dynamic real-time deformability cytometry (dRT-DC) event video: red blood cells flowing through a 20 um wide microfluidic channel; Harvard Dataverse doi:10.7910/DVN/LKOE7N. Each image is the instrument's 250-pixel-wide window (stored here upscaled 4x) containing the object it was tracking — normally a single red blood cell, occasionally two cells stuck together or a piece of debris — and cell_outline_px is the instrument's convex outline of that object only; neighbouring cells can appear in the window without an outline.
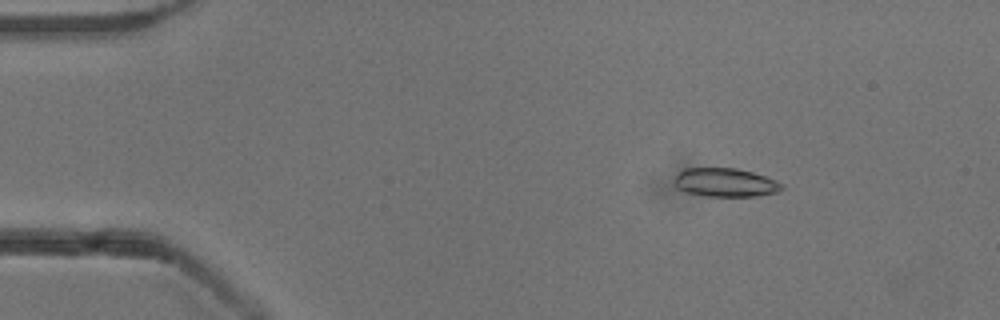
{"species": "common noctule bat (a hibernating species)", "species_latin": "Nyctalus noctula", "temperature_condition": "cold", "stored_images_in_passage": 53, "camera_frame_rate_fps": 3000, "um_per_image_px": 0.085, "animal": {"sex": "male", "body_mass_g": 13.3}, "frame": {"image": 1, "passage_image": 8, "time_ms": 2.333, "image_size_px": [1000, 320], "cell_outline_px": [[784, 188], [776, 192], [756, 196], [708, 196], [688, 192], [676, 188], [672, 184], [672, 180], [684, 168], [736, 168], [752, 172], [776, 180], [784, 184]], "centroid_in_image_um": [61.63, 15.51], "position_along_channel_um": 23.4, "area_um2": 17.98}}
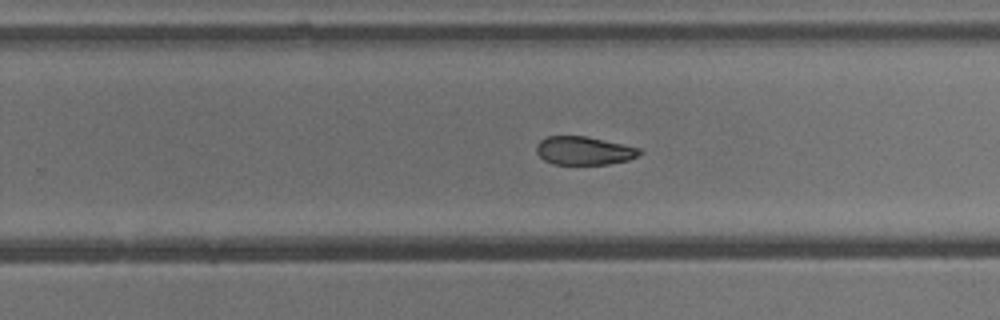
{"frame": {"image": 2, "passage_image": 34, "time_ms": 11.0, "image_size_px": [1000, 320], "cell_outline_px": [[644, 152], [640, 156], [628, 160], [608, 164], [552, 164], [544, 160], [536, 152], [536, 144], [540, 140], [548, 136], [588, 136], [640, 148]], "centroid_in_image_um": [49.66, 12.8], "position_along_channel_um": 280.1, "area_um2": 17.22}}
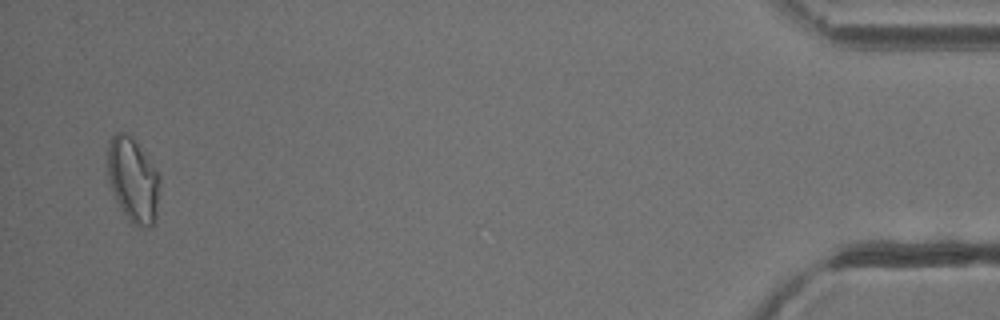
{"frame": {"image": 3, "passage_image": 52, "time_ms": 17.0, "image_size_px": [1000, 320], "cell_outline_px": [[160, 180], [156, 224], [152, 228], [140, 228], [132, 224], [128, 220], [116, 200], [108, 180], [108, 140], [116, 132], [124, 132], [132, 136], [136, 140], [160, 176]], "centroid_in_image_um": [11.33, 15.33], "position_along_channel_um": 423.9, "area_um2": 26.18}, "authors_computed_cell_mechanics": {"area_um2": 18.6694, "velocity_mm_per_s": 3.844, "shape_relaxation_time_tau1_ms": 3.3171, "shape_relaxation_time_tau2_ms": 8.7961, "deformation_change_tau1": 0.1291, "deformation_change_tau2": 0.165}}